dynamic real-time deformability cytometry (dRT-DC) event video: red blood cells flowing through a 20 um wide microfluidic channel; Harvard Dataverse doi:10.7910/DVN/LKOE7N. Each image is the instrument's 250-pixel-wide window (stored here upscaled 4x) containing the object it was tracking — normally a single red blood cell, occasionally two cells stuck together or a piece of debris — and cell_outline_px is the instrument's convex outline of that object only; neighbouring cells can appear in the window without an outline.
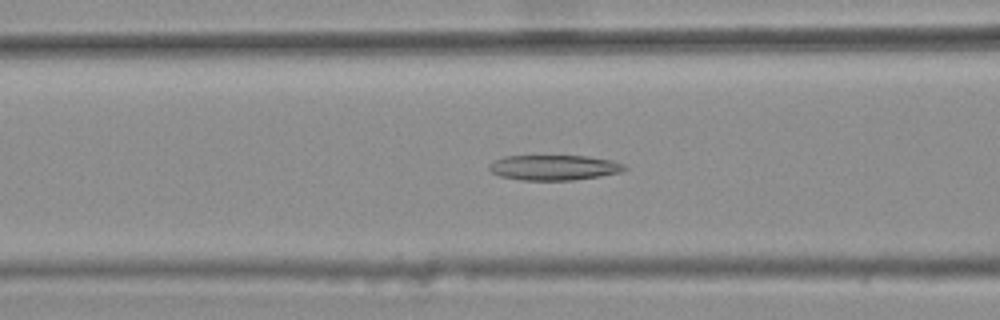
{"species": "common noctule bat (a hibernating species)", "species_latin": "Nyctalus noctula", "temperature_condition": "warm", "stored_images_in_passage": 31, "camera_frame_rate_fps": 3000, "um_per_image_px": 0.085, "animal": {"sex": "female", "body_mass_g": 25.1}, "frame": {"image": 1, "passage_image": 6, "time_ms": 1.667, "image_size_px": [1000, 320], "cell_outline_px": [[628, 168], [620, 172], [600, 176], [576, 180], [520, 180], [500, 176], [492, 172], [488, 168], [496, 160], [504, 156], [588, 156], [612, 160], [624, 164]], "centroid_in_image_um": [47.13, 14.24], "position_along_channel_um": 119.5, "area_um2": 19.83}}
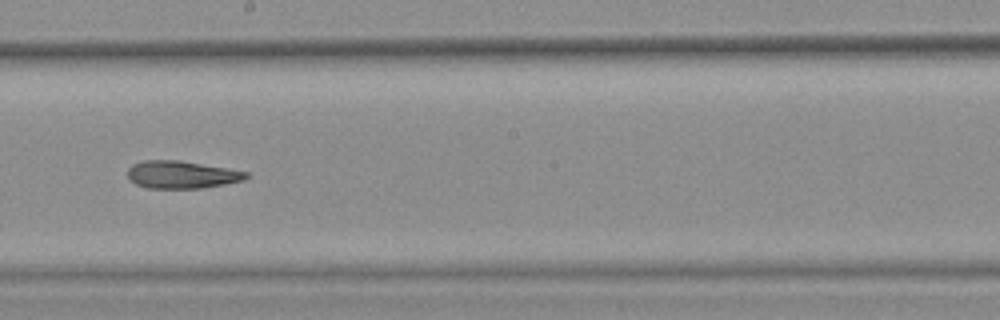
{"frame": {"image": 2, "passage_image": 15, "time_ms": 4.667, "image_size_px": [1000, 320], "cell_outline_px": [[252, 176], [244, 180], [224, 184], [200, 188], [148, 188], [136, 184], [128, 180], [128, 168], [132, 164], [144, 160], [180, 160], [248, 172]], "centroid_in_image_um": [15.43, 14.84], "position_along_channel_um": 232.8, "area_um2": 19.07}}
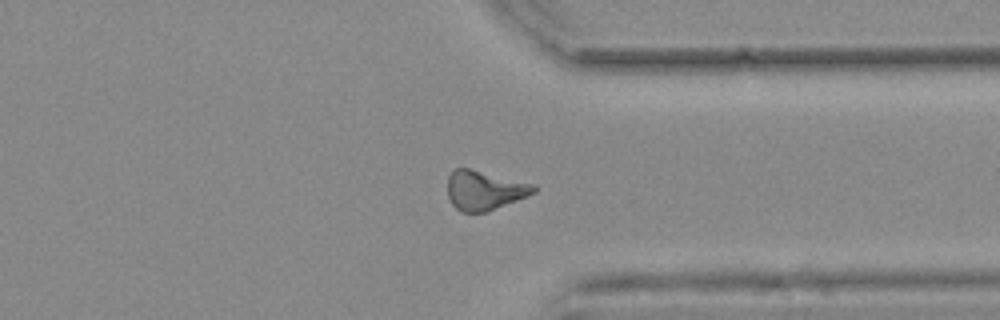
{"frame": {"image": 3, "passage_image": 26, "time_ms": 8.333, "image_size_px": [1000, 320], "cell_outline_px": [[536, 192], [528, 196], [484, 212], [460, 212], [452, 204], [448, 196], [448, 176], [456, 168], [468, 168], [536, 184]], "centroid_in_image_um": [41.18, 16.17], "position_along_channel_um": 370.2, "area_um2": 19.65}, "authors_computed_cell_mechanics": {"area_um2": 19.4208, "velocity_mm_per_s": 3.7829, "shape_relaxation_time_tau1_ms": null, "shape_relaxation_time_tau2_ms": 10.6221, "deformation_change_tau1": null, "deformation_change_tau2": 0.2431}}